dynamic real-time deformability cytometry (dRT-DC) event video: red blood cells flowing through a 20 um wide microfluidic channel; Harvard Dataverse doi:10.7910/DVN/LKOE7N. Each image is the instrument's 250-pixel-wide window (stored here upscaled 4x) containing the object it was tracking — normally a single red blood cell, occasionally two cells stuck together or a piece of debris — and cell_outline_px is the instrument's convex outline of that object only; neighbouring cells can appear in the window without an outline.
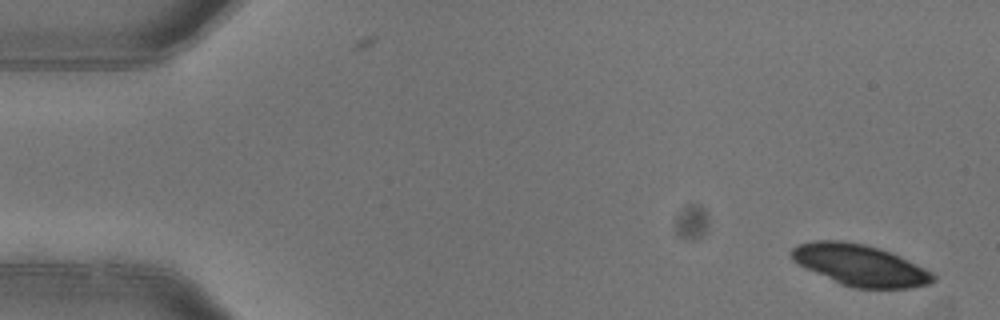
{"species": "common noctule bat (a hibernating species)", "species_latin": "Nyctalus noctula", "temperature_condition": "warm", "stored_images_in_passage": 4, "camera_frame_rate_fps": 3000, "um_per_image_px": 0.085, "animal": {"sex": "female"}, "frame": {"image": 1, "passage_image": 1, "time_ms": 0.0, "image_size_px": [1000, 320], "cell_outline_px": [[936, 280], [928, 284], [908, 288], [852, 288], [840, 284], [804, 268], [792, 260], [788, 252], [796, 244], [812, 240], [840, 240], [864, 244], [880, 248], [892, 252], [932, 272], [936, 276]], "centroid_in_image_um": [73.05, 22.53], "position_along_channel_um": 11.9, "area_um2": 34.45}}